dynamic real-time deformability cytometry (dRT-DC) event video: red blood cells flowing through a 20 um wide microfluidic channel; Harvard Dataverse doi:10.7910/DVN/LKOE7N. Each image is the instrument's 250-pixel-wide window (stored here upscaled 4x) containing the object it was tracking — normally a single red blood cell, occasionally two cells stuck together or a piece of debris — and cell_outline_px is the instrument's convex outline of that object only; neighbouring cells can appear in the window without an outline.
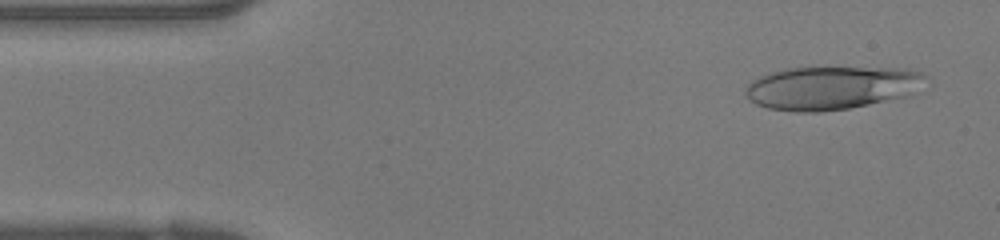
{"species": "human", "species_latin": "Homo sapiens", "temperature_condition": "warm", "stored_images_in_passage": 38, "camera_frame_rate_fps": 3000, "um_per_image_px": 0.085, "donor": {"sex": "female"}, "frame": {"image": 1, "passage_image": 2, "time_ms": 0.333, "image_size_px": [1000, 240], "cell_outline_px": [[928, 76], [908, 96], [848, 108], [820, 112], [796, 112], [768, 108], [756, 104], [744, 92], [748, 84], [752, 80], [760, 76], [772, 72], [788, 68], [908, 68], [920, 72]], "centroid_in_image_um": [70.65, 7.46], "position_along_channel_um": 14.3, "area_um2": 45.03}}
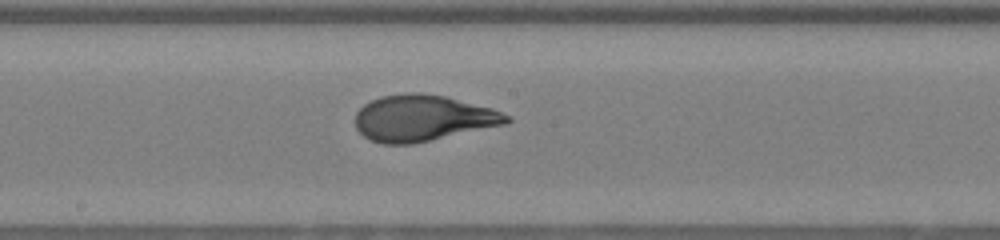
{"frame": {"image": 2, "passage_image": 19, "time_ms": 6.0, "image_size_px": [1000, 240], "cell_outline_px": [[512, 120], [504, 124], [412, 144], [380, 144], [364, 136], [356, 128], [356, 112], [364, 104], [380, 96], [404, 92], [420, 92], [444, 96], [492, 108], [508, 116]], "centroid_in_image_um": [35.89, 10.03], "position_along_channel_um": 212.3, "area_um2": 40.46}}
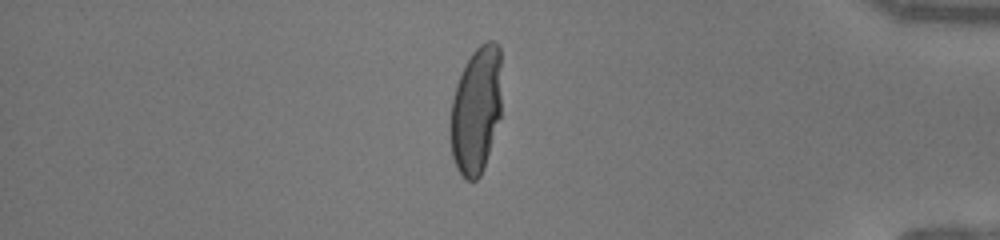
{"frame": {"image": 3, "passage_image": 32, "time_ms": 10.333, "image_size_px": [1000, 240], "cell_outline_px": [[500, 116], [484, 168], [480, 176], [476, 180], [464, 180], [456, 168], [452, 156], [448, 132], [448, 124], [452, 100], [456, 84], [472, 52], [480, 44], [488, 40], [496, 40], [500, 44]], "centroid_in_image_um": [40.44, 9.39], "position_along_channel_um": 394.8, "area_um2": 38.55}}